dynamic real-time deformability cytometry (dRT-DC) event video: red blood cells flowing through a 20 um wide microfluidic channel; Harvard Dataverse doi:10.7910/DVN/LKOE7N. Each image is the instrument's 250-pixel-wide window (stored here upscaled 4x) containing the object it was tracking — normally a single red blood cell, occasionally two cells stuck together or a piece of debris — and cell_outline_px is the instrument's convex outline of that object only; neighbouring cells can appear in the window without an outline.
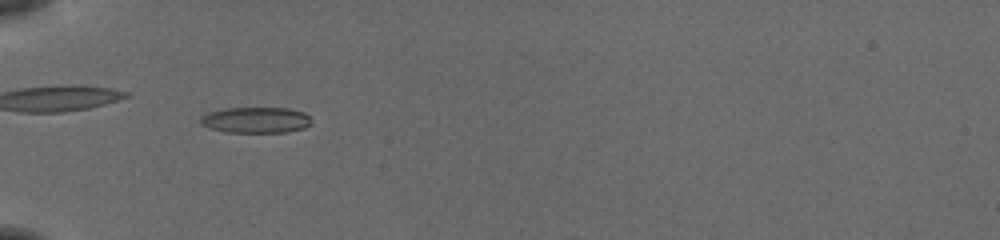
{"species": "common noctule bat (a hibernating species)", "species_latin": "Nyctalus noctula", "temperature_condition": "cold", "stored_images_in_passage": 41, "camera_frame_rate_fps": 3000, "um_per_image_px": 0.085, "animal": {"sex": "female", "body_mass_g": 19.5, "forearm_length_mm": 54.1}, "frame": {"image": 1, "passage_image": 6, "time_ms": 1.667, "image_size_px": [1000, 240], "cell_outline_px": [[312, 124], [304, 128], [288, 132], [224, 132], [208, 128], [200, 124], [200, 116], [208, 112], [224, 108], [288, 108], [304, 112], [308, 116]], "centroid_in_image_um": [21.71, 10.2], "position_along_channel_um": 63.3, "area_um2": 16.94}}
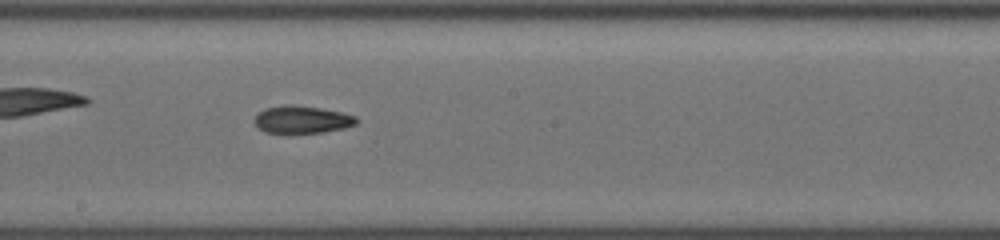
{"frame": {"image": 2, "passage_image": 19, "time_ms": 6.0, "image_size_px": [1000, 240], "cell_outline_px": [[356, 124], [344, 128], [324, 132], [264, 132], [256, 124], [256, 116], [264, 108], [316, 108], [340, 112], [356, 116]], "centroid_in_image_um": [25.73, 10.21], "position_along_channel_um": 222.5, "area_um2": 15.03}}
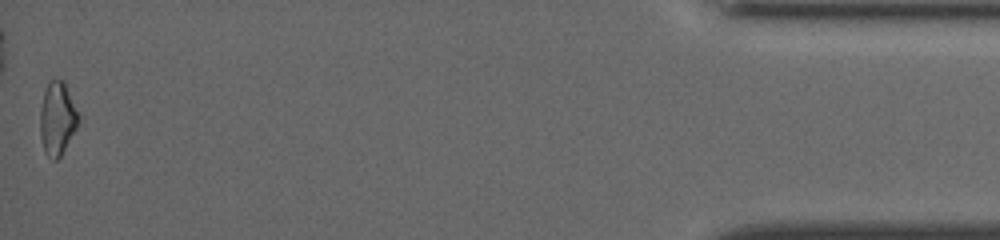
{"frame": {"image": 3, "passage_image": 41, "time_ms": 13.333, "image_size_px": [1000, 240], "cell_outline_px": [[80, 120], [76, 128], [60, 156], [56, 160], [52, 160], [44, 152], [40, 136], [40, 112], [44, 92], [48, 80], [64, 80], [80, 116]], "centroid_in_image_um": [4.87, 10.06], "position_along_channel_um": 430.3, "area_um2": 16.36}, "authors_computed_cell_mechanics": {"area_um2": 16.0106, "velocity_mm_per_s": 3.8907, "shape_relaxation_time_tau1_ms": null, "shape_relaxation_time_tau2_ms": 10.3904, "deformation_change_tau1": null, "deformation_change_tau2": 0.1693}}